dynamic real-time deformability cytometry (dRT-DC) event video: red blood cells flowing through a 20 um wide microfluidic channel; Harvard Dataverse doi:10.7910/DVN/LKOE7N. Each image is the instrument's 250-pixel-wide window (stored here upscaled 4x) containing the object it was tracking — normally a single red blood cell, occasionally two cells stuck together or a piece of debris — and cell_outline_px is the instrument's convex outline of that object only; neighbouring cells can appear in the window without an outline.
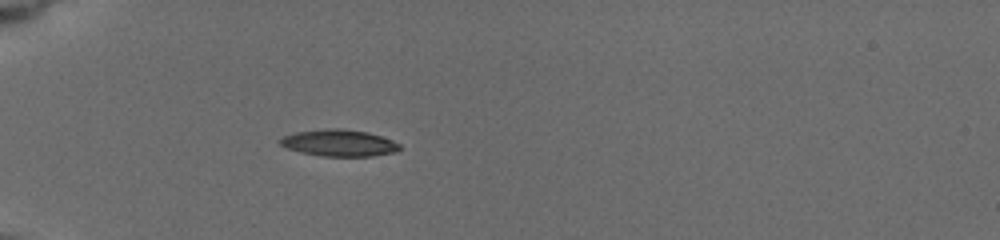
{"species": "common noctule bat (a hibernating species)", "species_latin": "Nyctalus noctula", "temperature_condition": "cold", "stored_images_in_passage": 7, "camera_frame_rate_fps": 3000, "um_per_image_px": 0.085, "animal": {"sex": "female", "body_mass_g": 19.5, "forearm_length_mm": 54.1}, "frame": {"image": 1, "passage_image": 1, "time_ms": 0.0, "image_size_px": [1000, 240], "cell_outline_px": [[400, 148], [396, 152], [372, 156], [324, 156], [300, 152], [288, 148], [280, 144], [280, 140], [284, 136], [296, 132], [332, 128], [340, 128], [368, 132], [392, 140], [400, 144]], "centroid_in_image_um": [28.85, 12.15], "position_along_channel_um": 56.1, "area_um2": 18.38}}
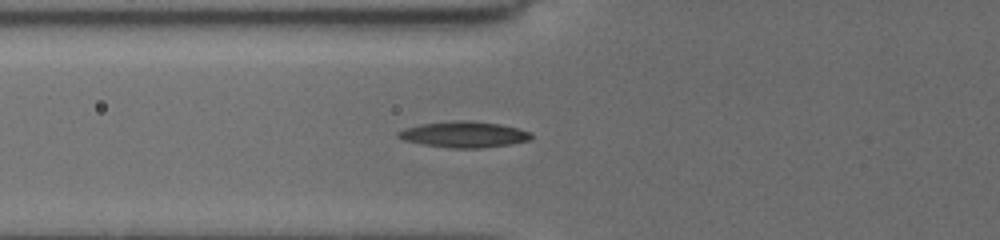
{"frame": {"image": 2, "passage_image": 4, "time_ms": 1.333, "image_size_px": [1000, 240], "cell_outline_px": [[532, 136], [528, 140], [508, 144], [480, 148], [448, 148], [420, 144], [404, 140], [396, 136], [396, 132], [408, 128], [424, 124], [460, 120], [468, 120], [500, 124], [516, 128], [528, 132]], "centroid_in_image_um": [39.39, 11.44], "position_along_channel_um": 86.4, "area_um2": 19.77}}
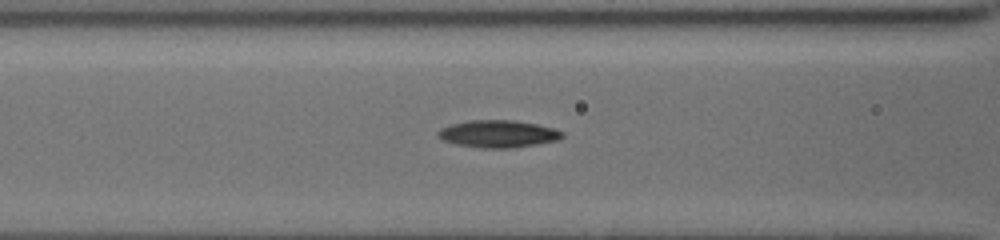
{"frame": {"image": 3, "passage_image": 6, "time_ms": 2.333, "image_size_px": [1000, 240], "cell_outline_px": [[564, 136], [560, 140], [512, 148], [484, 148], [456, 144], [444, 140], [436, 136], [436, 132], [440, 128], [452, 124], [468, 120], [516, 120], [556, 128], [564, 132]], "centroid_in_image_um": [42.36, 11.37], "position_along_channel_um": 124.2, "area_um2": 19.94}}